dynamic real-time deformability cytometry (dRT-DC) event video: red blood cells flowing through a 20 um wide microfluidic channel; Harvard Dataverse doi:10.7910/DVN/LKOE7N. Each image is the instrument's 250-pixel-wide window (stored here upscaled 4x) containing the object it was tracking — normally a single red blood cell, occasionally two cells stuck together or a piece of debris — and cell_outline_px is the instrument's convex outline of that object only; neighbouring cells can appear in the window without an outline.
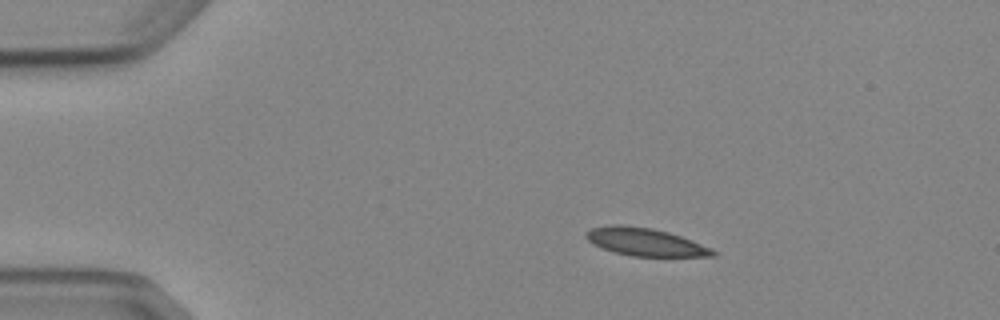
{"species": "Egyptian fruit bat (a non-hibernating species)", "species_latin": "Rousettus aegyptiacus", "temperature_condition": "cold", "stored_images_in_passage": 4, "camera_frame_rate_fps": 3000, "um_per_image_px": 0.085, "animal": {"sex": "female"}, "frame": {"image": 1, "passage_image": 1, "time_ms": 0.0, "image_size_px": [1000, 320], "cell_outline_px": [[716, 256], [632, 256], [616, 252], [604, 248], [588, 240], [584, 236], [584, 232], [592, 228], [612, 224], [620, 224], [652, 228], [668, 232], [680, 236], [712, 248], [716, 252]], "centroid_in_image_um": [54.84, 20.55], "position_along_channel_um": 30.2, "area_um2": 20.29}}
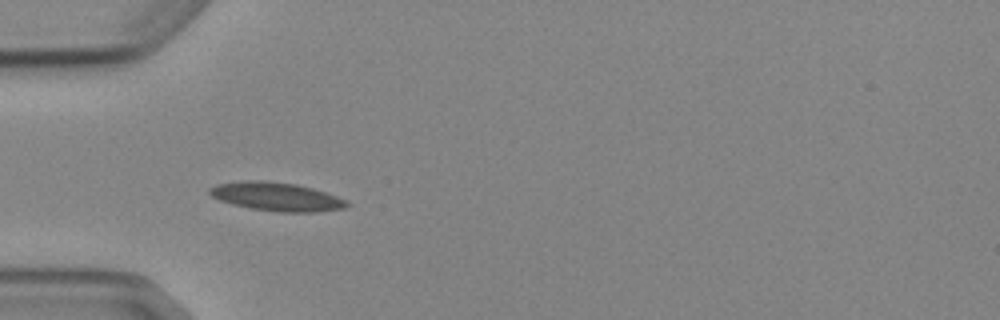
{"frame": {"image": 2, "passage_image": 3, "time_ms": 2.333, "image_size_px": [1000, 320], "cell_outline_px": [[352, 204], [344, 208], [316, 212], [280, 212], [252, 208], [232, 204], [220, 200], [212, 196], [208, 192], [208, 188], [216, 184], [248, 180], [264, 180], [296, 184], [312, 188], [348, 200]], "centroid_in_image_um": [23.52, 16.71], "position_along_channel_um": 61.5, "area_um2": 22.83}}
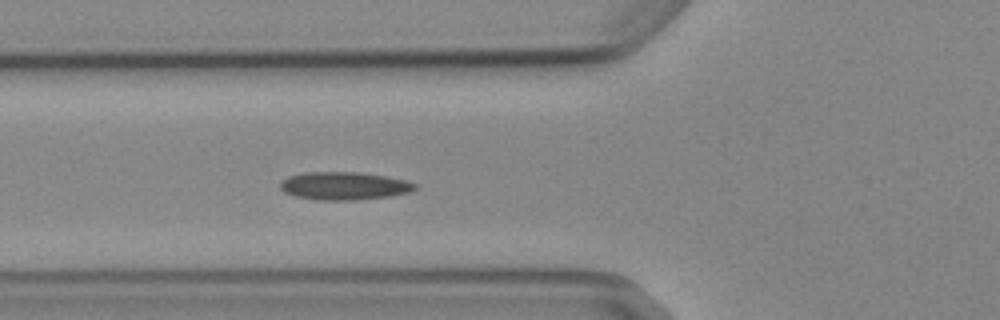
{"frame": {"image": 3, "passage_image": 4, "time_ms": 3.333, "image_size_px": [1000, 320], "cell_outline_px": [[420, 184], [416, 188], [408, 192], [388, 196], [356, 200], [316, 200], [296, 196], [284, 192], [280, 188], [280, 184], [288, 176], [304, 172], [356, 172], [384, 176], [404, 180]], "centroid_in_image_um": [29.24, 15.8], "position_along_channel_um": 96.6, "area_um2": 21.79}}